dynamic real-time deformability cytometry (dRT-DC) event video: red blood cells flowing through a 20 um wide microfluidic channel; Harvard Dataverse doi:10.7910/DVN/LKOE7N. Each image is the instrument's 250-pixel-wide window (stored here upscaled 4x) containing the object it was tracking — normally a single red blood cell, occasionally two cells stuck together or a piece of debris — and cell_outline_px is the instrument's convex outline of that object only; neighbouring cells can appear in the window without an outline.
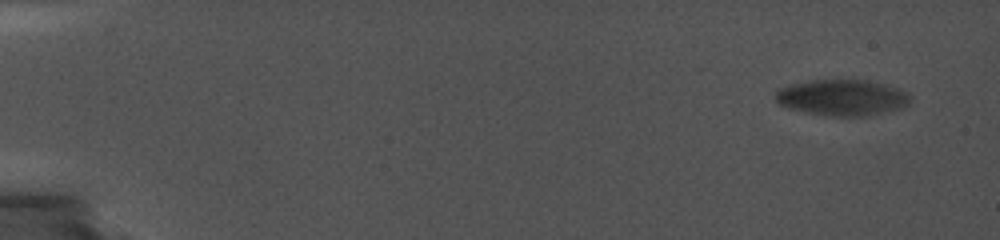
{"species": "common noctule bat (a hibernating species)", "species_latin": "Nyctalus noctula", "temperature_condition": "cold", "stored_images_in_passage": 52, "camera_frame_rate_fps": 5000, "um_per_image_px": 0.085, "animal": {"sex": "female", "body_mass_g": 19.0, "forearm_length_mm": 56.7}, "frame": {"image": 1, "passage_image": 1, "time_ms": 0.0, "image_size_px": [1000, 240], "cell_outline_px": [[912, 96], [908, 104], [900, 108], [864, 116], [832, 116], [804, 112], [788, 108], [780, 104], [776, 100], [776, 88], [808, 80], [864, 80], [884, 84], [900, 88], [908, 92]], "centroid_in_image_um": [71.57, 8.28], "position_along_channel_um": 13.4, "area_um2": 28.32}}
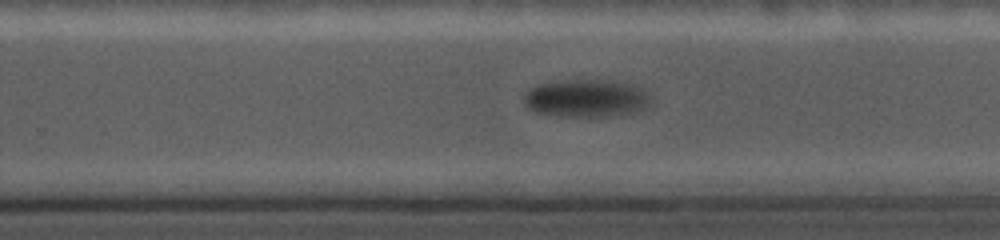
{"frame": {"image": 2, "passage_image": 46, "time_ms": 12.6, "image_size_px": [1000, 240], "cell_outline_px": [[652, 92], [648, 104], [640, 108], [628, 112], [604, 116], [560, 116], [536, 112], [528, 108], [524, 100], [524, 92], [536, 84], [568, 80], [608, 80], [632, 84]], "centroid_in_image_um": [49.79, 8.32], "position_along_channel_um": 280.0, "area_um2": 27.63}}
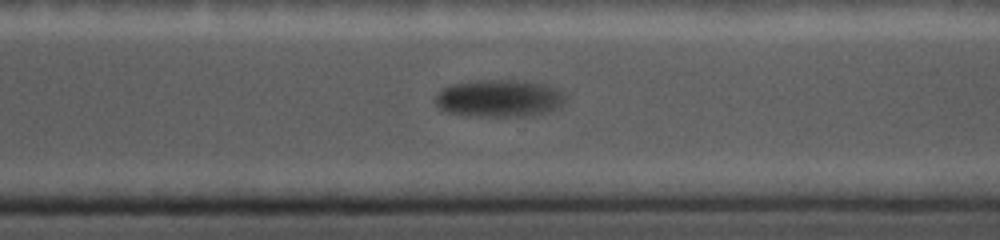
{"frame": {"image": 3, "passage_image": 51, "time_ms": 14.0, "image_size_px": [1000, 240], "cell_outline_px": [[564, 100], [560, 108], [544, 112], [524, 116], [460, 116], [448, 112], [440, 108], [436, 104], [436, 92], [448, 84], [480, 80], [512, 80], [544, 84], [556, 88], [564, 96]], "centroid_in_image_um": [42.36, 8.36], "position_along_channel_um": 328.2, "area_um2": 28.32}}